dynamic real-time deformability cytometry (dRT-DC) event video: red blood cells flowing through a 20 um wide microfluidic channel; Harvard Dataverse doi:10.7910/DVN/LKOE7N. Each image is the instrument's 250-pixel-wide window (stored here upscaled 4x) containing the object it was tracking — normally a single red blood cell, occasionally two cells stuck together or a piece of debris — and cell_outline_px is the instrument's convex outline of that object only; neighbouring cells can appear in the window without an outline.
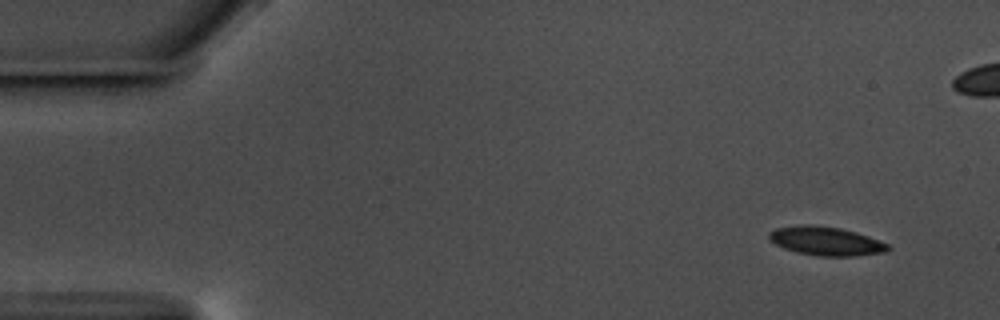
{"species": "common noctule bat (a hibernating species)", "species_latin": "Nyctalus noctula", "temperature_condition": "warm", "stored_images_in_passage": 55, "camera_frame_rate_fps": 3000, "um_per_image_px": 0.085, "animal": {"sex": "male", "body_mass_g": 17.5, "forearm_length_mm": 52.3}, "frame": {"image": 1, "passage_image": 1, "time_ms": 0.0, "image_size_px": [1000, 320], "cell_outline_px": [[892, 248], [888, 252], [852, 256], [820, 256], [796, 252], [784, 248], [776, 244], [768, 236], [768, 232], [776, 228], [800, 224], [808, 224], [840, 228], [856, 232], [868, 236], [888, 244]], "centroid_in_image_um": [70.22, 20.49], "position_along_channel_um": 14.8, "area_um2": 19.94}}
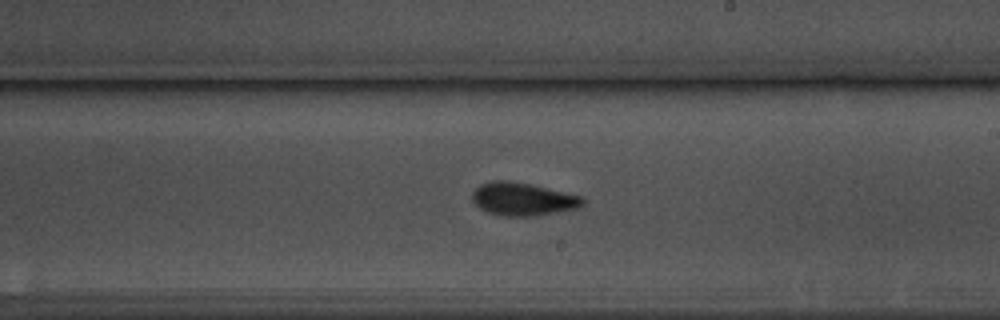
{"frame": {"image": 2, "passage_image": 30, "time_ms": 9.667, "image_size_px": [1000, 320], "cell_outline_px": [[584, 204], [580, 208], [536, 216], [504, 216], [488, 212], [480, 208], [472, 200], [472, 192], [480, 184], [492, 180], [508, 180], [528, 184], [580, 196], [584, 200]], "centroid_in_image_um": [44.42, 16.93], "position_along_channel_um": 244.6, "area_um2": 21.1}}
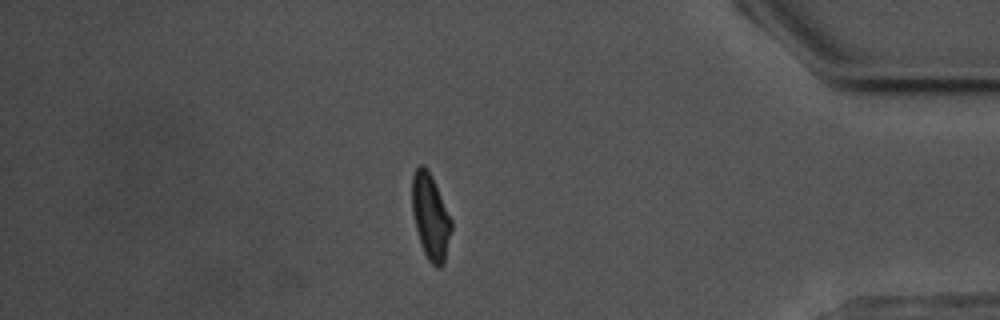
{"frame": {"image": 3, "passage_image": 46, "time_ms": 15.0, "image_size_px": [1000, 320], "cell_outline_px": [[452, 228], [444, 264], [436, 268], [428, 260], [420, 244], [412, 212], [412, 176], [416, 168], [420, 164], [424, 164], [428, 168], [432, 176], [452, 220]], "centroid_in_image_um": [36.59, 18.4], "position_along_channel_um": 398.6, "area_um2": 19.71}, "authors_computed_cell_mechanics": {"area_um2": 20.1144, "velocity_mm_per_s": 3.5573, "shape_relaxation_time_tau1_ms": 2.951, "shape_relaxation_time_tau2_ms": 2.8064, "deformation_change_tau1": 0.1279, "deformation_change_tau2": 0.0861}}